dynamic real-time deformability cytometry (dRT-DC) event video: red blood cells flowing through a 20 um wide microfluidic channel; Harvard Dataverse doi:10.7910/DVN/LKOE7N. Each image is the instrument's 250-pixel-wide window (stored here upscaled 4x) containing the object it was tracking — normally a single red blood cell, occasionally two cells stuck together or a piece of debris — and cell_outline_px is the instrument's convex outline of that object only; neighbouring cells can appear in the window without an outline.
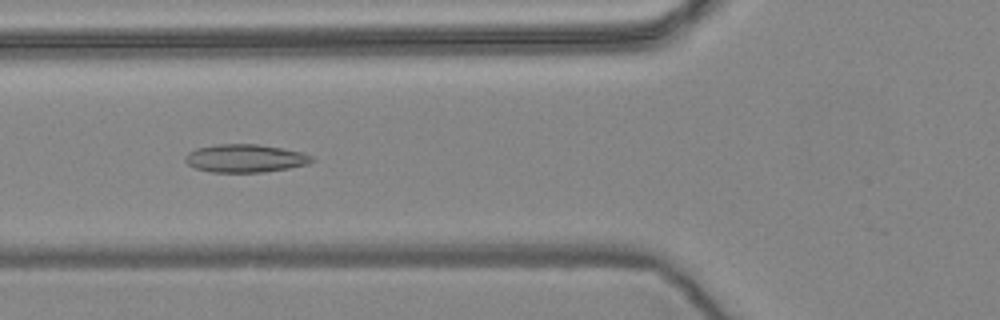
{"species": "common noctule bat (a hibernating species)", "species_latin": "Nyctalus noctula", "temperature_condition": "warm", "stored_images_in_passage": 57, "camera_frame_rate_fps": 3000, "um_per_image_px": 0.085, "animal": {"sex": "female", "body_mass_g": 24.6, "forearm_length_mm": 56.2}, "frame": {"image": 1, "passage_image": 21, "time_ms": 6.667, "image_size_px": [1000, 320], "cell_outline_px": [[316, 160], [308, 164], [288, 168], [264, 172], [212, 172], [196, 168], [188, 164], [184, 160], [184, 156], [188, 152], [196, 148], [216, 144], [260, 144], [284, 148], [304, 152], [312, 156]], "centroid_in_image_um": [20.87, 13.44], "position_along_channel_um": 104.9, "area_um2": 20.92}}
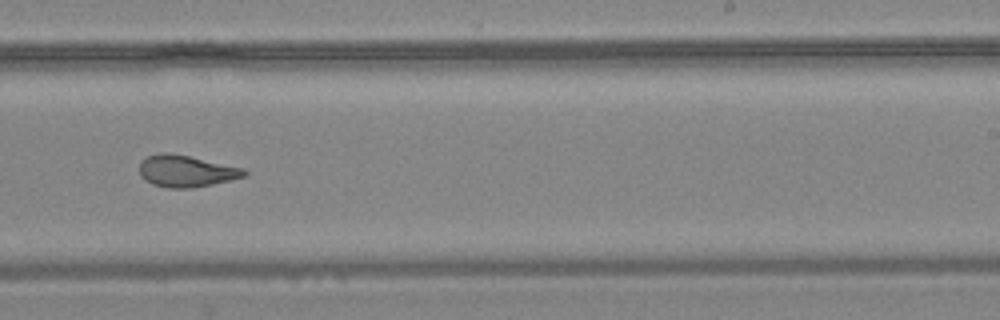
{"frame": {"image": 2, "passage_image": 35, "time_ms": 11.333, "image_size_px": [1000, 320], "cell_outline_px": [[248, 176], [232, 180], [192, 188], [168, 188], [152, 184], [144, 180], [140, 176], [140, 160], [148, 156], [160, 152], [168, 152], [188, 156], [244, 168], [248, 172]], "centroid_in_image_um": [15.82, 14.55], "position_along_channel_um": 273.2, "area_um2": 19.54}}
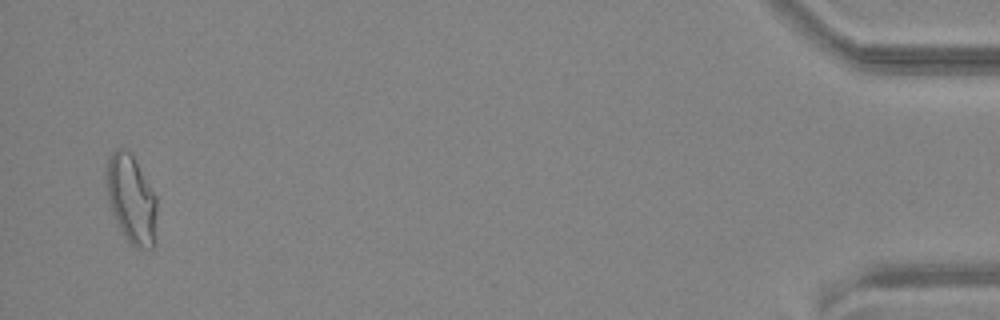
{"frame": {"image": 3, "passage_image": 55, "time_ms": 18.0, "image_size_px": [1000, 320], "cell_outline_px": [[156, 244], [152, 248], [136, 248], [124, 236], [112, 212], [108, 200], [104, 176], [108, 156], [116, 148], [124, 148], [132, 152], [156, 196]], "centroid_in_image_um": [11.15, 16.89], "position_along_channel_um": 424.0, "area_um2": 26.59}, "authors_computed_cell_mechanics": {"area_um2": 21.2704, "velocity_mm_per_s": 3.5992, "shape_relaxation_time_tau1_ms": null, "shape_relaxation_time_tau2_ms": 2.0857, "deformation_change_tau1": null, "deformation_change_tau2": 0.0933}}